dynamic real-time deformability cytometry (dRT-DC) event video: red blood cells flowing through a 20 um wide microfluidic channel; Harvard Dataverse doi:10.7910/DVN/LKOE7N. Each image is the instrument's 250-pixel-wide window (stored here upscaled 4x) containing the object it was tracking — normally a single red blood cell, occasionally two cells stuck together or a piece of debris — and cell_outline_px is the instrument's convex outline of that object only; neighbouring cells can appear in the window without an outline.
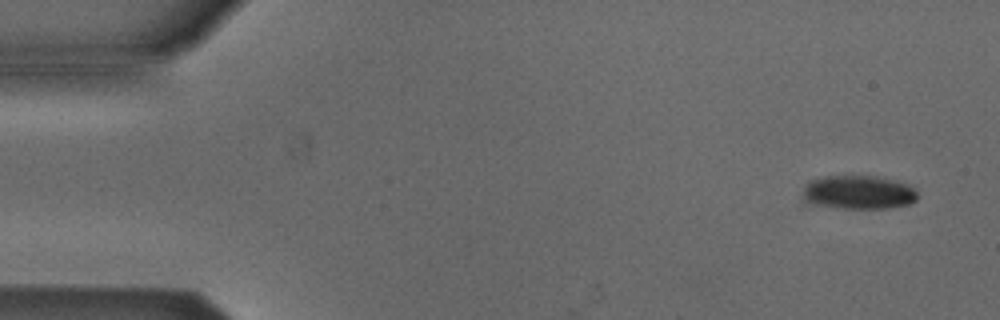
{"species": "Egyptian fruit bat (a non-hibernating species)", "species_latin": "Rousettus aegyptiacus", "temperature_condition": "cold", "stored_images_in_passage": 4, "camera_frame_rate_fps": 3000, "um_per_image_px": 0.085, "animal": {"sex": "male"}, "frame": {"image": 1, "passage_image": 1, "time_ms": 0.0, "image_size_px": [1000, 320], "cell_outline_px": [[916, 200], [908, 204], [892, 208], [836, 208], [812, 204], [804, 200], [804, 188], [812, 180], [824, 176], [876, 176], [908, 184], [916, 192]], "centroid_in_image_um": [72.97, 16.36], "position_along_channel_um": 12.0, "area_um2": 22.37}}
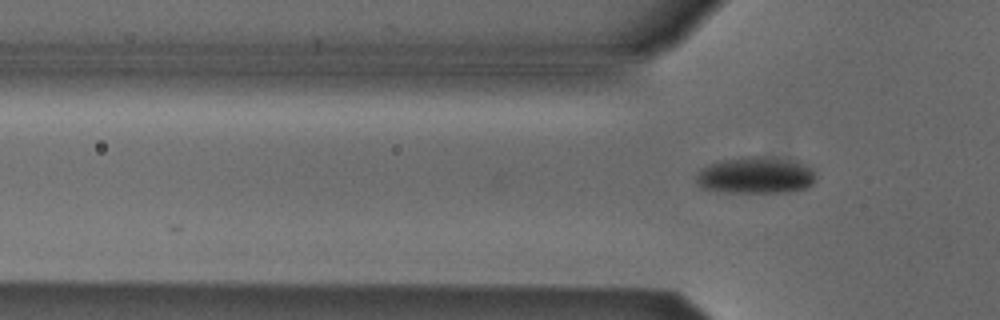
{"frame": {"image": 2, "passage_image": 4, "time_ms": 1.0, "image_size_px": [1000, 320], "cell_outline_px": [[816, 180], [812, 184], [804, 188], [788, 192], [724, 192], [700, 188], [696, 184], [696, 172], [700, 168], [708, 164], [720, 160], [748, 156], [760, 156], [796, 160], [812, 168], [816, 176]], "centroid_in_image_um": [64.2, 14.89], "position_along_channel_um": 61.6, "area_um2": 26.01}}